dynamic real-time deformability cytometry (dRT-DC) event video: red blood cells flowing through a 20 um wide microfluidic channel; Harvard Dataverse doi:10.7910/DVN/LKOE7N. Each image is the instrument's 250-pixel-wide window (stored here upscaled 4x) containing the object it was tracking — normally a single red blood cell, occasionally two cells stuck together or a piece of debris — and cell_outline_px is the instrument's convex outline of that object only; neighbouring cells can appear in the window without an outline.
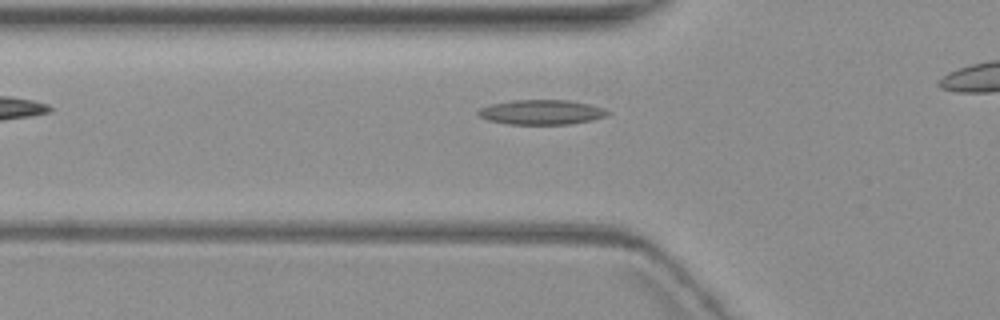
{"species": "common noctule bat (a hibernating species)", "species_latin": "Nyctalus noctula", "temperature_condition": "warm", "stored_images_in_passage": 6, "camera_frame_rate_fps": 3000, "um_per_image_px": 0.085, "animal": {"sex": "female", "body_mass_g": 19.3, "forearm_length_mm": 54.1}, "frame": {"image": 1, "passage_image": 4, "time_ms": 3.667, "image_size_px": [1000, 320], "cell_outline_px": [[612, 112], [608, 116], [592, 120], [568, 124], [508, 124], [488, 120], [480, 116], [476, 112], [480, 108], [492, 104], [512, 100], [568, 100], [588, 104], [604, 108]], "centroid_in_image_um": [46.06, 9.53], "position_along_channel_um": 79.7, "area_um2": 18.67}}